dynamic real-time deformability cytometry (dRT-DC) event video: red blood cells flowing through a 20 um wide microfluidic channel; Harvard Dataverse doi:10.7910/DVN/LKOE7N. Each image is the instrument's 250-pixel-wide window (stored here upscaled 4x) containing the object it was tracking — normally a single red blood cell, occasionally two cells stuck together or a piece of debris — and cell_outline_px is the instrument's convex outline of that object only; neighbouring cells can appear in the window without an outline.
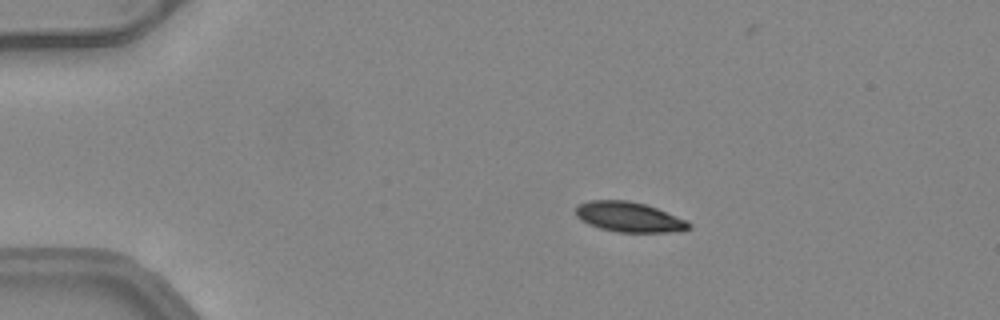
{"species": "common noctule bat (a hibernating species)", "species_latin": "Nyctalus noctula", "temperature_condition": "warm", "stored_images_in_passage": 22, "camera_frame_rate_fps": 3000, "um_per_image_px": 0.085, "animal": {"sex": "female", "body_mass_g": 24.6, "forearm_length_mm": 56.2}, "frame": {"image": 1, "passage_image": 2, "time_ms": 0.333, "image_size_px": [1000, 320], "cell_outline_px": [[692, 228], [672, 232], [616, 232], [600, 228], [588, 224], [580, 220], [576, 216], [576, 208], [580, 204], [588, 200], [628, 200], [644, 204], [656, 208], [684, 220], [692, 224]], "centroid_in_image_um": [53.43, 18.45], "position_along_channel_um": 31.6, "area_um2": 19.65}}